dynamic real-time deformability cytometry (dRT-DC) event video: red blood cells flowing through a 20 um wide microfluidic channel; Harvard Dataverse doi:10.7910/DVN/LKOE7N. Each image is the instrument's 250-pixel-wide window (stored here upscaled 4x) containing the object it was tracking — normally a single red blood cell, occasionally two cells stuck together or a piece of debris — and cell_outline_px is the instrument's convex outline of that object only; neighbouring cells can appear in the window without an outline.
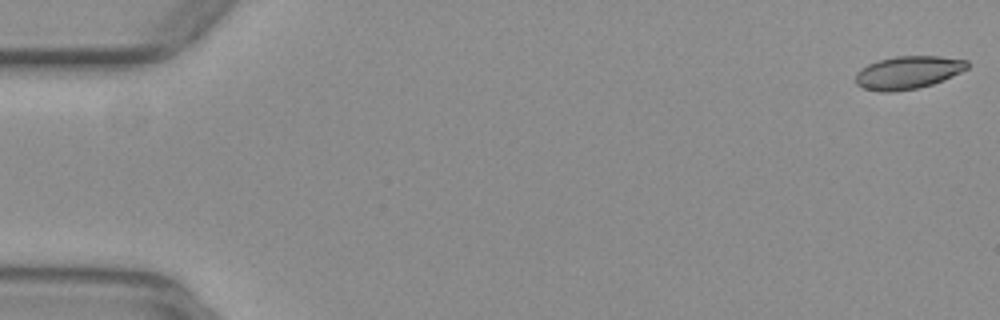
{"species": "common noctule bat (a hibernating species)", "species_latin": "Nyctalus noctula", "temperature_condition": "warm", "stored_images_in_passage": 16, "camera_frame_rate_fps": 3000, "um_per_image_px": 0.085, "animal": {"sex": "female", "body_mass_g": 29.2, "forearm_length_mm": 56.3}, "frame": {"image": 1, "passage_image": 1, "time_ms": 0.0, "image_size_px": [1000, 320], "cell_outline_px": [[968, 68], [944, 80], [932, 84], [916, 88], [892, 92], [880, 92], [864, 88], [856, 84], [856, 72], [860, 68], [868, 64], [880, 60], [896, 56], [940, 56], [968, 60]], "centroid_in_image_um": [77.18, 6.16], "position_along_channel_um": 7.8, "area_um2": 21.39}}
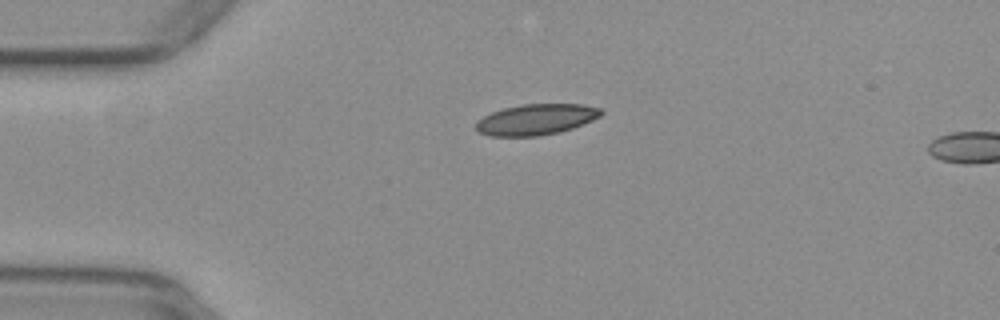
{"frame": {"image": 2, "passage_image": 13, "time_ms": 4.0, "image_size_px": [1000, 320], "cell_outline_px": [[604, 112], [600, 116], [592, 120], [572, 128], [560, 132], [536, 136], [488, 136], [480, 132], [476, 128], [476, 120], [492, 112], [504, 108], [520, 104], [584, 104], [600, 108]], "centroid_in_image_um": [45.57, 10.15], "position_along_channel_um": 39.4, "area_um2": 22.48}}